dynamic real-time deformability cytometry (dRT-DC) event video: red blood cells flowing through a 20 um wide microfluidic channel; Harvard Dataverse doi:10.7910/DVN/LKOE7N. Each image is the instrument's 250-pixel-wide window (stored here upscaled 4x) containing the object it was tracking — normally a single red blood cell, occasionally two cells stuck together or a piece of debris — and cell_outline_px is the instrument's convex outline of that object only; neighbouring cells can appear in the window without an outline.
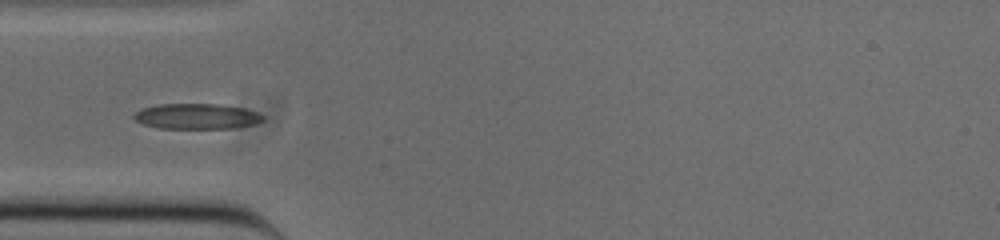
{"species": "common noctule bat (a hibernating species)", "species_latin": "Nyctalus noctula", "temperature_condition": "cold", "stored_images_in_passage": 38, "camera_frame_rate_fps": 3000, "um_per_image_px": 0.085, "animal": {"sex": "male", "body_mass_g": 20.0, "forearm_length_mm": 53.3}, "frame": {"image": 1, "passage_image": 1, "time_ms": 0.0, "image_size_px": [1000, 240], "cell_outline_px": [[264, 120], [252, 124], [232, 128], [160, 128], [144, 124], [136, 120], [132, 116], [140, 108], [160, 104], [220, 104], [244, 108], [256, 112], [264, 116]], "centroid_in_image_um": [16.71, 9.88], "position_along_channel_um": 68.3, "area_um2": 19.02}}
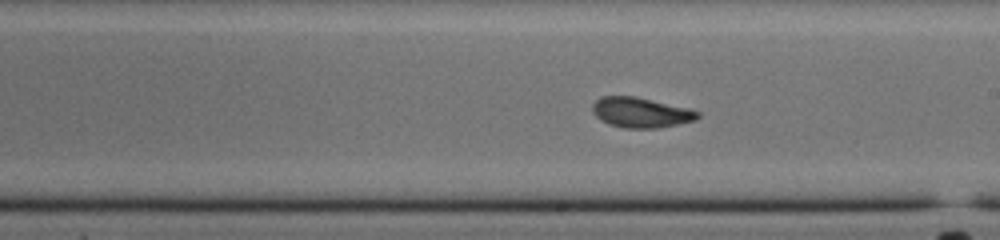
{"frame": {"image": 2, "passage_image": 14, "time_ms": 4.333, "image_size_px": [1000, 240], "cell_outline_px": [[700, 116], [696, 120], [656, 128], [624, 128], [608, 124], [600, 120], [592, 112], [592, 104], [600, 96], [636, 96], [688, 108], [700, 112]], "centroid_in_image_um": [54.44, 9.56], "position_along_channel_um": 234.6, "area_um2": 18.55}}
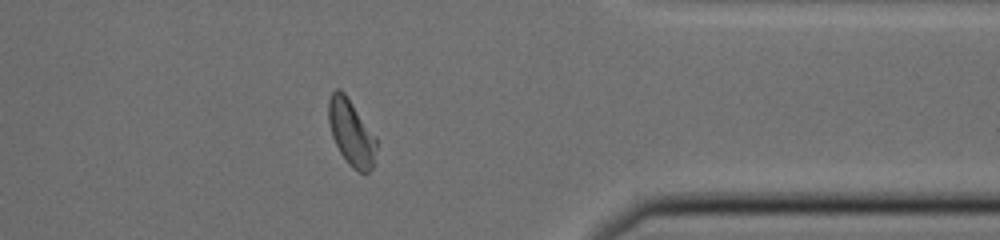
{"frame": {"image": 3, "passage_image": 27, "time_ms": 8.667, "image_size_px": [1000, 240], "cell_outline_px": [[376, 148], [372, 168], [368, 172], [360, 172], [352, 168], [348, 164], [340, 152], [332, 136], [328, 124], [328, 100], [332, 92], [336, 88], [340, 88], [344, 92], [376, 136]], "centroid_in_image_um": [29.84, 11.25], "position_along_channel_um": 381.6, "area_um2": 18.38}}